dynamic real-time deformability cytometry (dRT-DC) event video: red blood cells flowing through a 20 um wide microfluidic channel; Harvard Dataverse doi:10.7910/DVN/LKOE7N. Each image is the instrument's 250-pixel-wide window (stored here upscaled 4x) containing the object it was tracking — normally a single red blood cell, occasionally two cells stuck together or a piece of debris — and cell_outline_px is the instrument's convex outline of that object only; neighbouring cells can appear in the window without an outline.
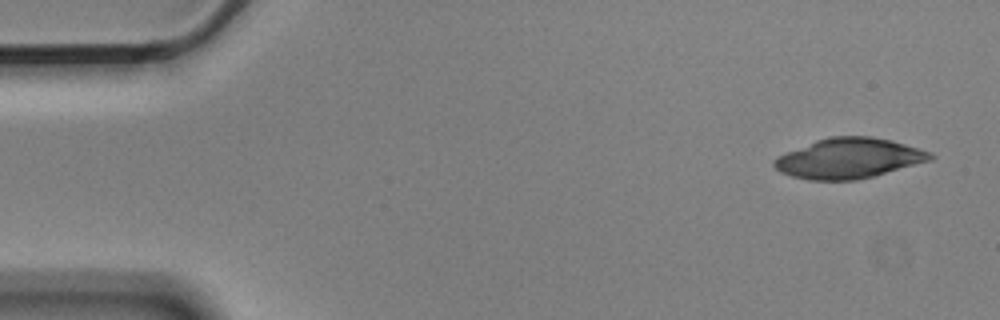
{"species": "Egyptian fruit bat (a non-hibernating species)", "species_latin": "Rousettus aegyptiacus", "temperature_condition": "cold", "stored_images_in_passage": 5, "camera_frame_rate_fps": 3000, "um_per_image_px": 0.085, "animal": {"sex": "male"}, "frame": {"image": 1, "passage_image": 1, "time_ms": 0.0, "image_size_px": [1000, 320], "cell_outline_px": [[936, 156], [932, 160], [872, 176], [856, 180], [808, 180], [792, 176], [780, 172], [772, 164], [772, 160], [776, 156], [816, 140], [828, 136], [872, 136], [892, 140], [932, 152]], "centroid_in_image_um": [72.15, 13.45], "position_along_channel_um": 12.9, "area_um2": 36.65}}